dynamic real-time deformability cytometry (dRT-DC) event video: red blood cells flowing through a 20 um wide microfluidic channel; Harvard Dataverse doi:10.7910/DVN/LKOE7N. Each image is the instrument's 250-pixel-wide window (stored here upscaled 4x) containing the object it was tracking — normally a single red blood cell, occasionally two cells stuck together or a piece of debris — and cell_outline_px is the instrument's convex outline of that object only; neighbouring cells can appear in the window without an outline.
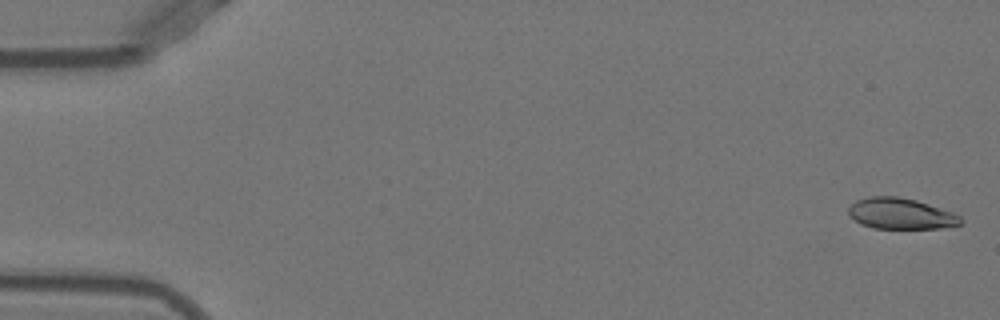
{"species": "Egyptian fruit bat (a non-hibernating species)", "species_latin": "Rousettus aegyptiacus", "temperature_condition": "warm", "stored_images_in_passage": 51, "camera_frame_rate_fps": 3000, "um_per_image_px": 0.085, "animal": {"sex": "female"}, "frame": {"image": 1, "passage_image": 1, "time_ms": 0.0, "image_size_px": [1000, 320], "cell_outline_px": [[964, 220], [960, 224], [940, 228], [872, 228], [860, 224], [848, 216], [848, 208], [856, 200], [872, 196], [896, 196], [916, 200], [952, 212], [960, 216]], "centroid_in_image_um": [76.53, 18.16], "position_along_channel_um": 8.5, "area_um2": 20.23}}
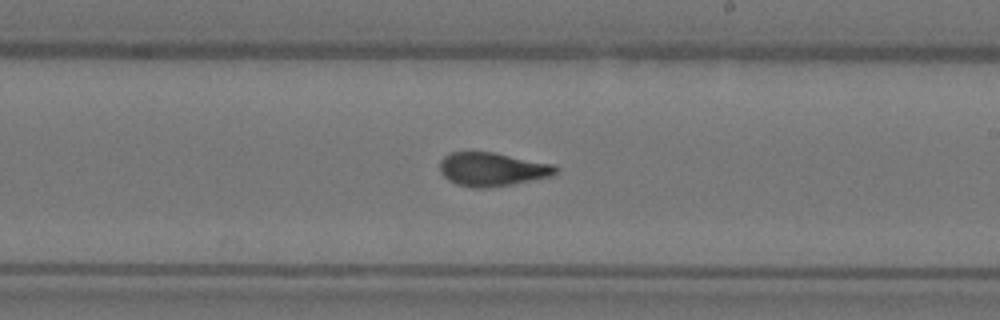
{"frame": {"image": 2, "passage_image": 30, "time_ms": 9.667, "image_size_px": [1000, 320], "cell_outline_px": [[560, 168], [552, 176], [512, 184], [488, 188], [472, 188], [456, 184], [448, 180], [440, 172], [440, 160], [444, 156], [452, 152], [496, 152], [556, 164]], "centroid_in_image_um": [41.87, 14.38], "position_along_channel_um": 247.1, "area_um2": 23.06}}
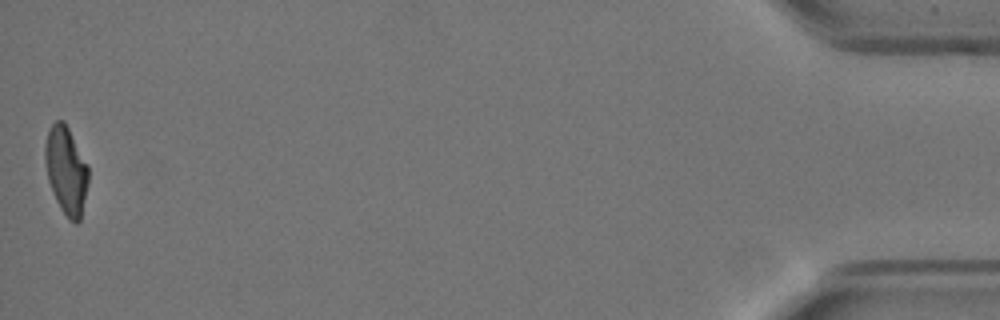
{"frame": {"image": 3, "passage_image": 51, "time_ms": 16.667, "image_size_px": [1000, 320], "cell_outline_px": [[88, 184], [80, 220], [76, 224], [68, 220], [60, 208], [56, 200], [48, 180], [44, 160], [44, 148], [48, 132], [52, 124], [56, 120], [64, 120], [88, 164]], "centroid_in_image_um": [5.62, 14.49], "position_along_channel_um": 429.6, "area_um2": 22.25}, "authors_computed_cell_mechanics": {"area_um2": 22.4842, "velocity_mm_per_s": 3.9497, "shape_relaxation_time_tau1_ms": 5.1311, "shape_relaxation_time_tau2_ms": 1.5678, "deformation_change_tau1": 0.1957, "deformation_change_tau2": 0.0875}}